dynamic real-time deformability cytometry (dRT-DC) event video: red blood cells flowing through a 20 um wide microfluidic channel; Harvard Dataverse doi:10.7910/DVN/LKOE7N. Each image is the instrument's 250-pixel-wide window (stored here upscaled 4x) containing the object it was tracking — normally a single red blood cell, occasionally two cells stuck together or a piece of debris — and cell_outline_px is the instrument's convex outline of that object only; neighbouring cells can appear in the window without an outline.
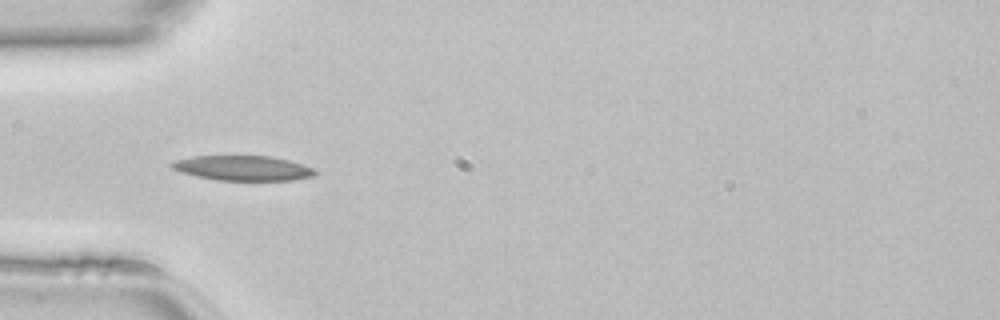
{"species": "common noctule bat (a hibernating species)", "species_latin": "Nyctalus noctula", "temperature_condition": "room temperature", "stored_images_in_passage": 33, "camera_frame_rate_fps": 3000, "um_per_image_px": 0.085, "animal": {"sex": "female", "body_mass_g": 22.7, "forearm_length_mm": 54.2}, "frame": {"image": 1, "passage_image": 1, "time_ms": 0.0, "image_size_px": [1000, 320], "cell_outline_px": [[316, 176], [292, 180], [216, 180], [196, 176], [180, 172], [172, 168], [168, 164], [172, 160], [192, 156], [272, 156], [288, 160], [312, 168], [316, 172]], "centroid_in_image_um": [20.58, 14.28], "position_along_channel_um": 64.4, "area_um2": 20.87}}